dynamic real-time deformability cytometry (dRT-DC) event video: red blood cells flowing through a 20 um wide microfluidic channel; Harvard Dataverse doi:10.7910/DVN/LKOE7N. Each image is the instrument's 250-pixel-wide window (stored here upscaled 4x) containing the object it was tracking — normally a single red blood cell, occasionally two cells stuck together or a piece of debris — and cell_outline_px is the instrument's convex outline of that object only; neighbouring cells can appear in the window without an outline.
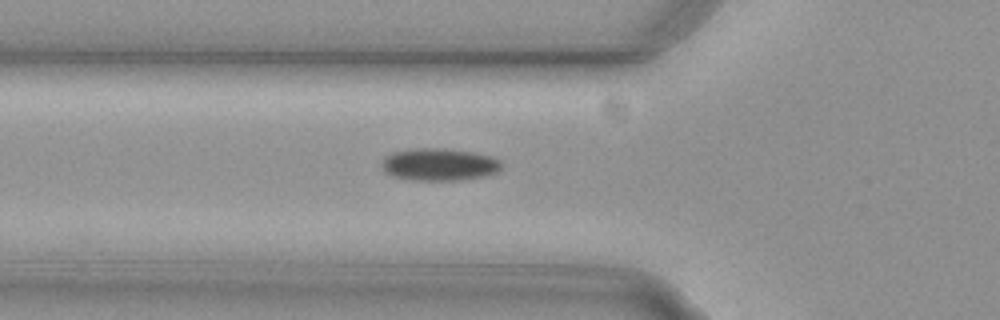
{"species": "common noctule bat (a hibernating species)", "species_latin": "Nyctalus noctula", "temperature_condition": "cold", "stored_images_in_passage": 23, "camera_frame_rate_fps": 3000, "um_per_image_px": 0.085, "animal": {"sex": "female", "body_mass_g": 29.2, "forearm_length_mm": 56.3}, "frame": {"image": 1, "passage_image": 2, "time_ms": 0.333, "image_size_px": [1000, 320], "cell_outline_px": [[500, 168], [496, 172], [484, 176], [460, 180], [412, 180], [392, 176], [380, 164], [384, 156], [392, 152], [412, 148], [444, 148], [472, 152], [492, 156], [500, 160]], "centroid_in_image_um": [37.31, 13.97], "position_along_channel_um": 88.5, "area_um2": 22.6}}
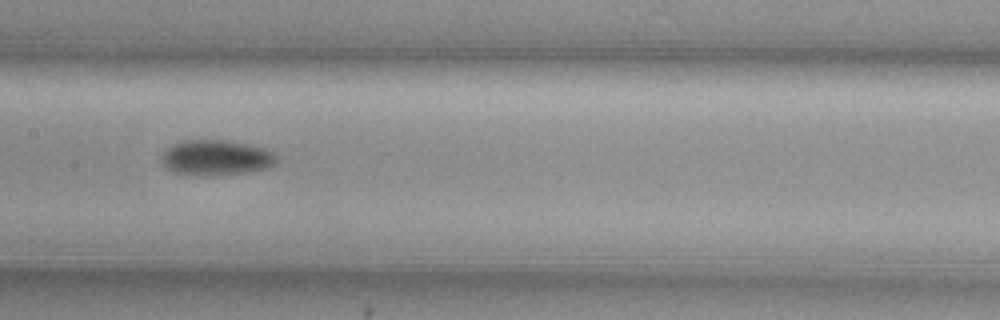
{"frame": {"image": 2, "passage_image": 10, "time_ms": 3.0, "image_size_px": [1000, 320], "cell_outline_px": [[276, 160], [268, 168], [252, 172], [212, 176], [204, 176], [176, 172], [168, 168], [164, 164], [160, 156], [172, 144], [180, 140], [224, 140], [248, 144], [264, 148], [272, 152], [276, 156]], "centroid_in_image_um": [18.37, 13.4], "position_along_channel_um": 189.0, "area_um2": 23.7}}
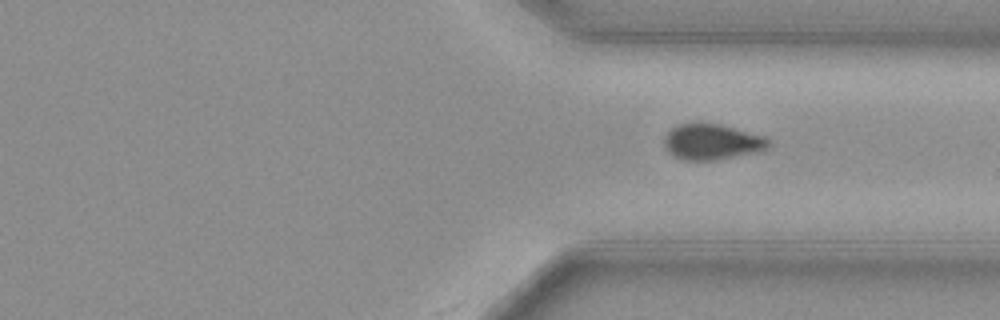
{"frame": {"image": 3, "passage_image": 23, "time_ms": 7.333, "image_size_px": [1000, 320], "cell_outline_px": [[772, 144], [768, 148], [756, 152], [716, 160], [680, 160], [672, 156], [664, 148], [664, 136], [672, 128], [680, 124], [696, 120], [720, 124], [764, 136]], "centroid_in_image_um": [60.46, 12.04], "position_along_channel_um": 350.9, "area_um2": 22.25}}